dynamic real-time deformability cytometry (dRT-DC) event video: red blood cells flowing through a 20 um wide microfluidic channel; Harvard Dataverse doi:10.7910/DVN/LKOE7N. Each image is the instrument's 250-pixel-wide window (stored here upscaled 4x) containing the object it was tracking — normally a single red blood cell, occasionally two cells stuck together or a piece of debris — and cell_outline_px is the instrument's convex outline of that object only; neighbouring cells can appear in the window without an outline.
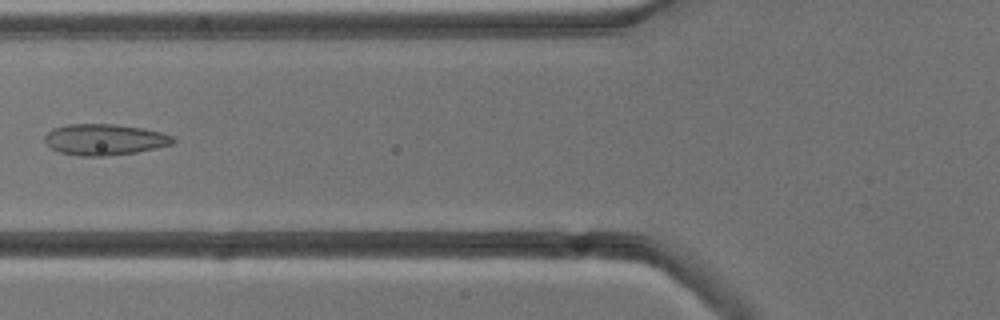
{"species": "common noctule bat (a hibernating species)", "species_latin": "Nyctalus noctula", "temperature_condition": "cold", "stored_images_in_passage": 2, "camera_frame_rate_fps": 3000, "um_per_image_px": 0.085, "animal": {"sex": "male", "body_mass_g": 13.3}, "frame": {"image": 1, "passage_image": 2, "time_ms": 1.0, "image_size_px": [1000, 320], "cell_outline_px": [[176, 144], [136, 152], [104, 156], [76, 156], [60, 152], [52, 148], [44, 140], [44, 136], [52, 128], [68, 124], [116, 124], [144, 128], [160, 132], [172, 136], [176, 140]], "centroid_in_image_um": [8.91, 11.86], "position_along_channel_um": 116.9, "area_um2": 23.41}}